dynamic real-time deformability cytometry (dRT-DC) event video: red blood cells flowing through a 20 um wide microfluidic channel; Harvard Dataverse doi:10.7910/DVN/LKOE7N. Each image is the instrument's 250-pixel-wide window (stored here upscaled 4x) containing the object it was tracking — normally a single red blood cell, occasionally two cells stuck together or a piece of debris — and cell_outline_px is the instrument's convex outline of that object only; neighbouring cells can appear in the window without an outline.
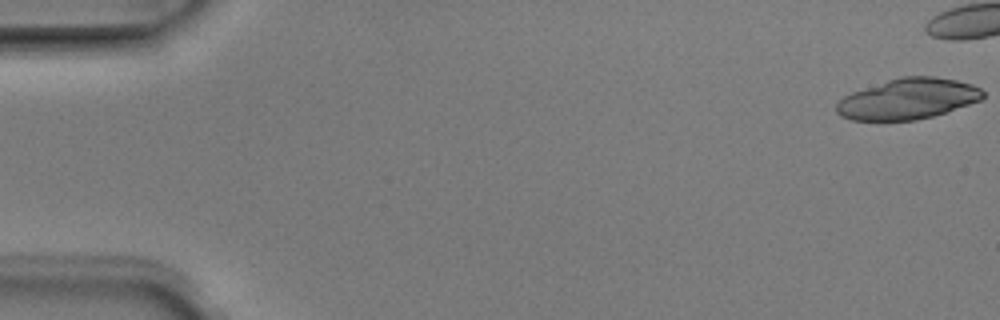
{"species": "Egyptian fruit bat (a non-hibernating species)", "species_latin": "Rousettus aegyptiacus", "temperature_condition": "room temperature", "stored_images_in_passage": 6, "camera_frame_rate_fps": 3000, "um_per_image_px": 0.085, "animal": {"sex": "male"}, "frame": {"image": 1, "passage_image": 1, "time_ms": 0.0, "image_size_px": [1000, 320], "cell_outline_px": [[984, 96], [980, 100], [932, 116], [916, 120], [852, 120], [840, 116], [836, 112], [836, 104], [844, 96], [852, 92], [900, 76], [932, 76], [956, 80], [972, 84], [980, 88], [984, 92]], "centroid_in_image_um": [77.15, 8.4], "position_along_channel_um": 7.8, "area_um2": 34.45}}